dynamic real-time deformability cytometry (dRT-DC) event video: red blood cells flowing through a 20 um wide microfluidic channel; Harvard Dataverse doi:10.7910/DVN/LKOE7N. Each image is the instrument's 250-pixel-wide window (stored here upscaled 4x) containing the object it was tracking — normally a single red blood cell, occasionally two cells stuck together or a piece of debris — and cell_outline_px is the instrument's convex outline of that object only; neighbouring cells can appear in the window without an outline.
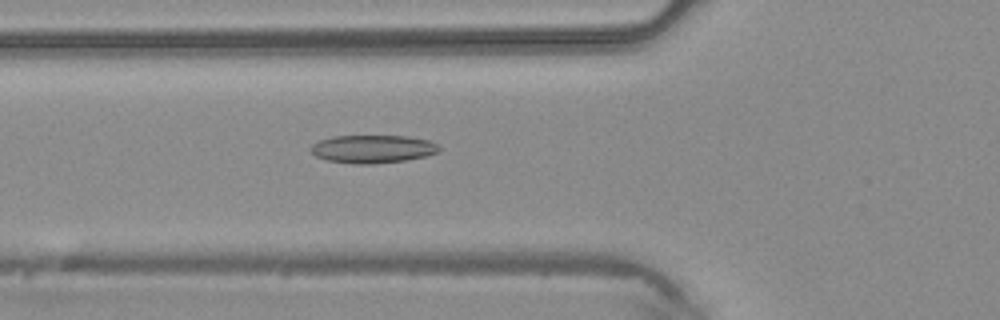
{"species": "common noctule bat (a hibernating species)", "species_latin": "Nyctalus noctula", "temperature_condition": "warm", "stored_images_in_passage": 45, "camera_frame_rate_fps": 3000, "um_per_image_px": 0.085, "animal": {"sex": "male", "body_mass_g": 20.4}, "frame": {"image": 1, "passage_image": 16, "time_ms": 5.0, "image_size_px": [1000, 320], "cell_outline_px": [[440, 148], [436, 152], [424, 156], [404, 160], [372, 164], [352, 164], [328, 160], [316, 156], [308, 148], [312, 144], [320, 140], [336, 136], [408, 136], [428, 140], [436, 144]], "centroid_in_image_um": [31.63, 12.66], "position_along_channel_um": 94.2, "area_um2": 20.75}}
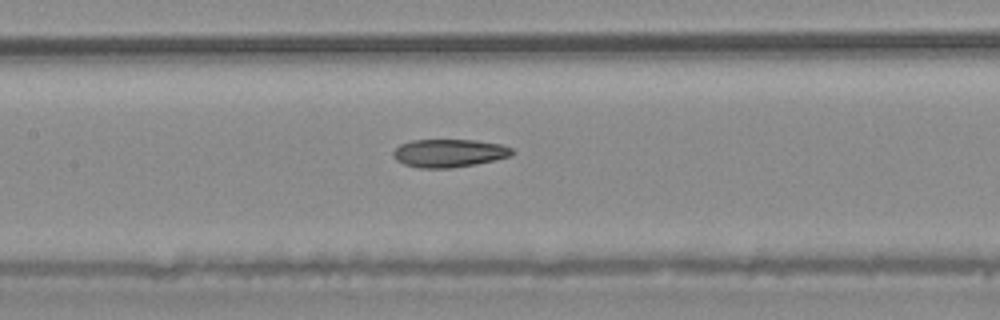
{"frame": {"image": 2, "passage_image": 21, "time_ms": 6.667, "image_size_px": [1000, 320], "cell_outline_px": [[516, 152], [508, 156], [476, 164], [452, 168], [420, 168], [404, 164], [396, 160], [392, 156], [392, 152], [400, 144], [412, 140], [476, 140], [500, 144], [512, 148]], "centroid_in_image_um": [38.14, 13.01], "position_along_channel_um": 169.3, "area_um2": 19.42}}
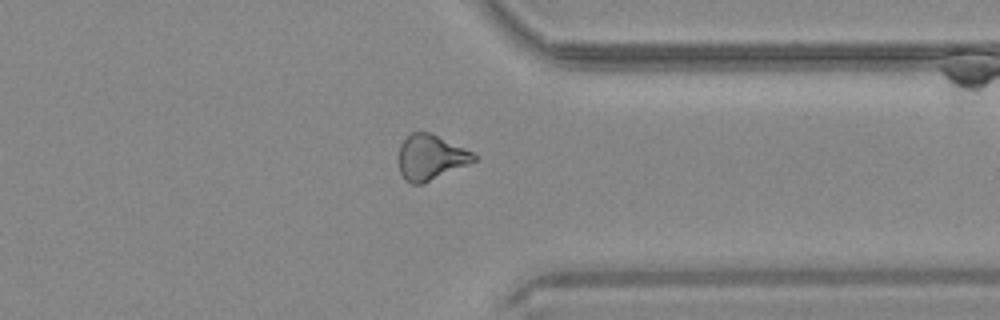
{"frame": {"image": 3, "passage_image": 35, "time_ms": 11.333, "image_size_px": [1000, 320], "cell_outline_px": [[476, 160], [468, 164], [424, 184], [412, 184], [404, 180], [400, 172], [400, 144], [412, 132], [428, 132], [464, 148], [472, 152], [476, 156]], "centroid_in_image_um": [36.59, 13.4], "position_along_channel_um": 374.8, "area_um2": 19.48}}